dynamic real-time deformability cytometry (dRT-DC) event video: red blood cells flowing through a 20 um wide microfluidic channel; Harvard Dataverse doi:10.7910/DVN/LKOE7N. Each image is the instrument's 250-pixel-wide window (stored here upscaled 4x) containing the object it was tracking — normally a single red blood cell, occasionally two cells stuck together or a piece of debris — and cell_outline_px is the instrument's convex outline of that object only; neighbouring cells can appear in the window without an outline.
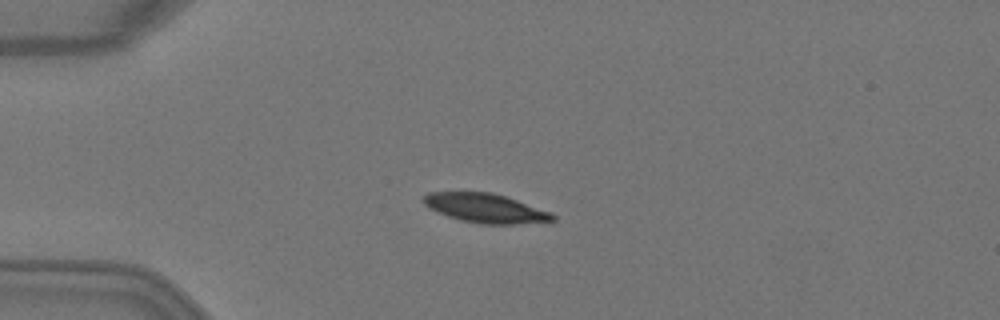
{"species": "Egyptian fruit bat (a non-hibernating species)", "species_latin": "Rousettus aegyptiacus", "temperature_condition": "warm", "stored_images_in_passage": 5, "camera_frame_rate_fps": 3000, "um_per_image_px": 0.085, "animal": {"sex": "female"}, "frame": {"image": 1, "passage_image": 3, "time_ms": 0.667, "image_size_px": [1000, 320], "cell_outline_px": [[556, 220], [516, 224], [480, 224], [460, 220], [436, 212], [428, 208], [424, 204], [424, 196], [428, 192], [492, 192], [552, 212], [556, 216]], "centroid_in_image_um": [41.26, 17.7], "position_along_channel_um": 43.7, "area_um2": 21.91}}
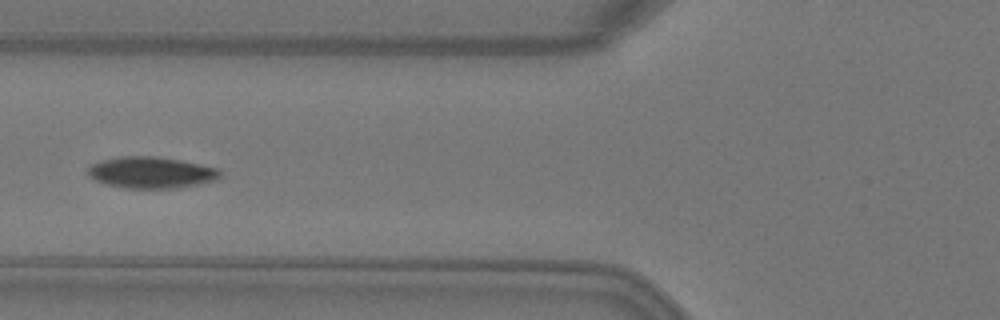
{"frame": {"image": 2, "passage_image": 5, "time_ms": 1.333, "image_size_px": [1000, 320], "cell_outline_px": [[224, 172], [220, 180], [180, 188], [124, 188], [104, 184], [88, 176], [88, 168], [92, 164], [100, 160], [120, 156], [152, 156], [180, 160], [220, 168]], "centroid_in_image_um": [12.92, 14.67], "position_along_channel_um": 112.9, "area_um2": 24.68}}